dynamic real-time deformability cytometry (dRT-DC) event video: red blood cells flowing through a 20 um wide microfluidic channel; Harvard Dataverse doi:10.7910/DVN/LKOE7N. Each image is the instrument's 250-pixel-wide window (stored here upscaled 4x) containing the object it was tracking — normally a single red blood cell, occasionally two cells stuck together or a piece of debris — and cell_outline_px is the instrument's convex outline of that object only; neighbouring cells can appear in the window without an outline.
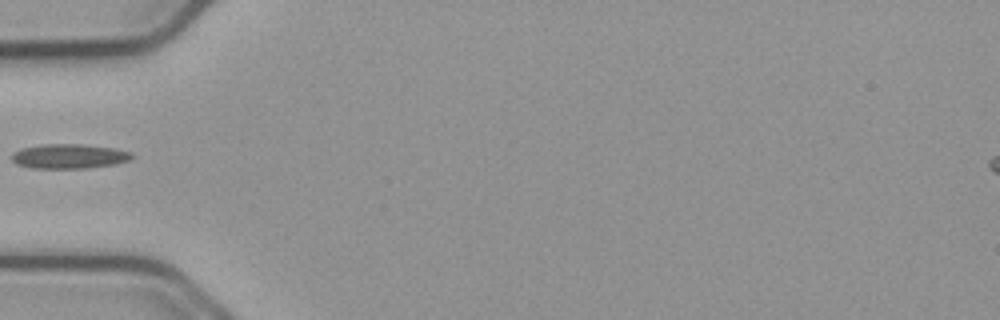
{"species": "common noctule bat (a hibernating species)", "species_latin": "Nyctalus noctula", "temperature_condition": "cold", "stored_images_in_passage": 22, "camera_frame_rate_fps": 3000, "um_per_image_px": 0.085, "animal": {"sex": "male", "body_mass_g": 23.1, "forearm_length_mm": 52.7}, "frame": {"image": 1, "passage_image": 1, "time_ms": 0.0, "image_size_px": [1000, 320], "cell_outline_px": [[132, 156], [128, 160], [116, 164], [88, 168], [32, 168], [16, 164], [12, 160], [12, 156], [16, 152], [24, 148], [44, 144], [80, 144], [112, 148], [132, 152]], "centroid_in_image_um": [5.89, 13.29], "position_along_channel_um": 79.1, "area_um2": 16.94}}
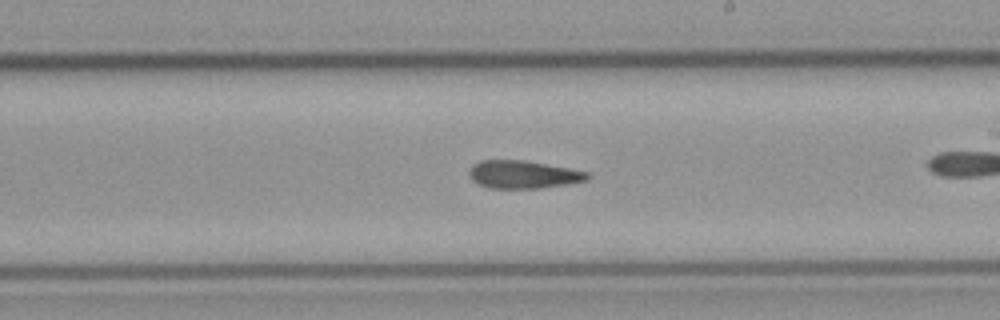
{"frame": {"image": 2, "passage_image": 11, "time_ms": 3.333, "image_size_px": [1000, 320], "cell_outline_px": [[592, 176], [588, 180], [540, 188], [488, 188], [472, 180], [468, 172], [472, 164], [480, 160], [520, 160], [568, 168], [588, 172]], "centroid_in_image_um": [44.45, 14.83], "position_along_channel_um": 244.6, "area_um2": 19.02}}
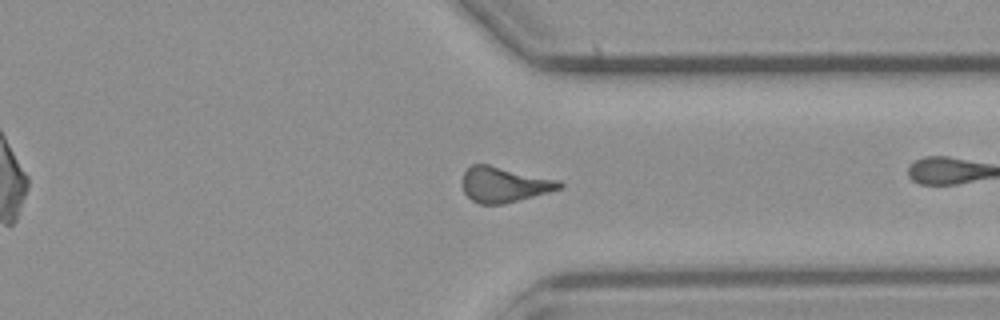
{"frame": {"image": 3, "passage_image": 21, "time_ms": 6.667, "image_size_px": [1000, 320], "cell_outline_px": [[564, 184], [560, 188], [548, 192], [504, 204], [480, 204], [472, 200], [464, 192], [464, 172], [472, 164], [488, 164], [560, 180]], "centroid_in_image_um": [42.87, 15.68], "position_along_channel_um": 368.5, "area_um2": 19.77}}